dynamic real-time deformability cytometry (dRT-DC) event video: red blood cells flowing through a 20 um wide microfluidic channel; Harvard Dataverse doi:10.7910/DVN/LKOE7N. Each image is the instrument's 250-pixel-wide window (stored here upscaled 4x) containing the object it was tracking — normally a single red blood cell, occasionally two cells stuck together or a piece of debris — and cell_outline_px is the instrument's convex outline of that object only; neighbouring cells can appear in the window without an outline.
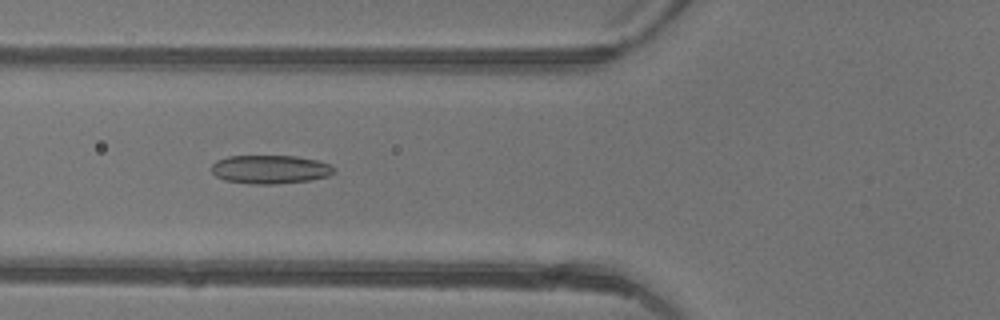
{"species": "common noctule bat (a hibernating species)", "species_latin": "Nyctalus noctula", "temperature_condition": "warm", "stored_images_in_passage": 47, "camera_frame_rate_fps": 3000, "um_per_image_px": 0.085, "animal": {"sex": "female"}, "frame": {"image": 1, "passage_image": 18, "time_ms": 5.667, "image_size_px": [1000, 320], "cell_outline_px": [[336, 172], [328, 176], [312, 180], [276, 184], [252, 184], [224, 180], [216, 176], [212, 172], [212, 164], [216, 160], [228, 156], [296, 156], [316, 160], [332, 164], [336, 168]], "centroid_in_image_um": [23.0, 14.4], "position_along_channel_um": 102.8, "area_um2": 20.63}}
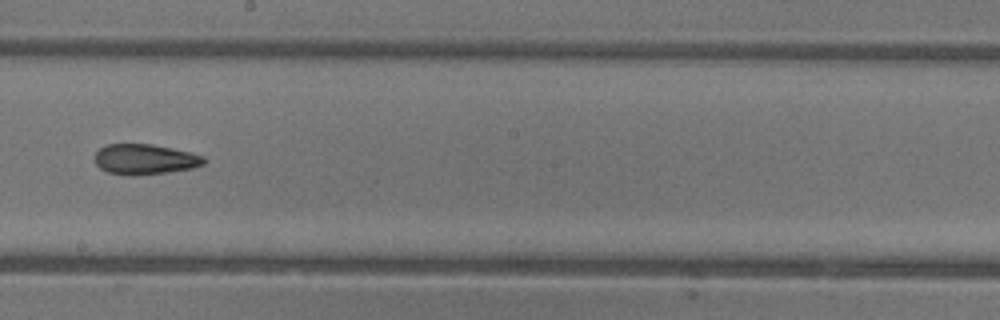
{"frame": {"image": 2, "passage_image": 27, "time_ms": 8.667, "image_size_px": [1000, 320], "cell_outline_px": [[208, 160], [204, 164], [192, 168], [168, 172], [132, 176], [108, 172], [100, 168], [96, 164], [96, 152], [100, 148], [108, 144], [152, 144], [172, 148], [204, 156]], "centroid_in_image_um": [12.34, 13.54], "position_along_channel_um": 235.9, "area_um2": 19.25}}
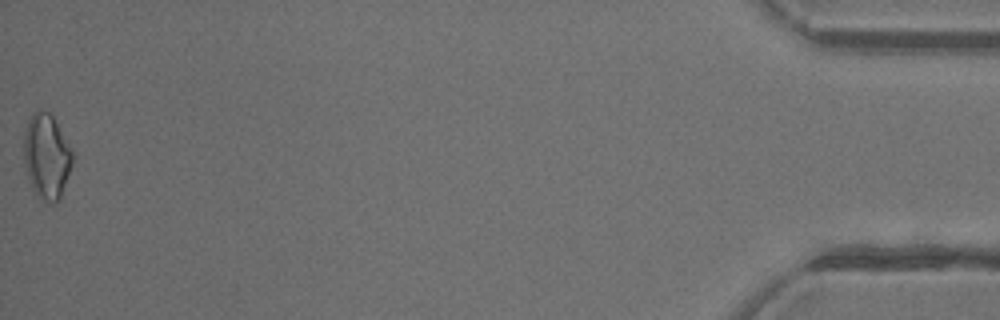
{"frame": {"image": 3, "passage_image": 47, "time_ms": 15.333, "image_size_px": [1000, 320], "cell_outline_px": [[72, 164], [60, 200], [56, 204], [52, 204], [36, 196], [28, 180], [24, 164], [24, 128], [32, 112], [36, 108], [40, 108], [48, 112], [52, 116], [72, 152]], "centroid_in_image_um": [3.92, 13.31], "position_along_channel_um": 431.3, "area_um2": 24.22}, "authors_computed_cell_mechanics": {"area_um2": 20.23, "velocity_mm_per_s": 4.4245, "shape_relaxation_time_tau1_ms": 10.5096, "shape_relaxation_time_tau2_ms": 3.5686, "deformation_change_tau1": 0.1978, "deformation_change_tau2": 0.1239}}